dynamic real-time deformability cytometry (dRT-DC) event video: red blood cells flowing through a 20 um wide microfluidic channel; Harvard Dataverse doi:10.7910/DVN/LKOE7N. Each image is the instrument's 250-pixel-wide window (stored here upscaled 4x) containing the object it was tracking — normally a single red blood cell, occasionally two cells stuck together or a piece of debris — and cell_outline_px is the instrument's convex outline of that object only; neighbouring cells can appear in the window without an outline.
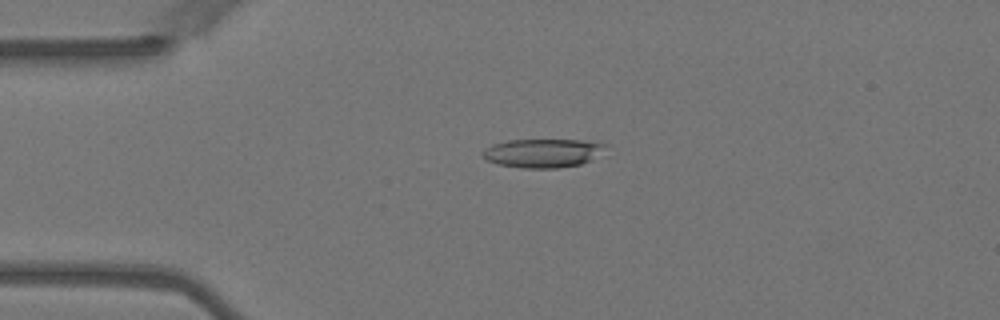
{"species": "Egyptian fruit bat (a non-hibernating species)", "species_latin": "Rousettus aegyptiacus", "temperature_condition": "warm", "stored_images_in_passage": 55, "camera_frame_rate_fps": 3000, "um_per_image_px": 0.085, "animal": {"sex": "female"}, "frame": {"image": 1, "passage_image": 11, "time_ms": 3.333, "image_size_px": [1000, 320], "cell_outline_px": [[592, 144], [584, 160], [576, 164], [504, 164], [492, 160], [504, 144], [516, 140], [572, 140]], "centroid_in_image_um": [46.14, 12.94], "position_along_channel_um": 38.9, "area_um2": 14.85}}
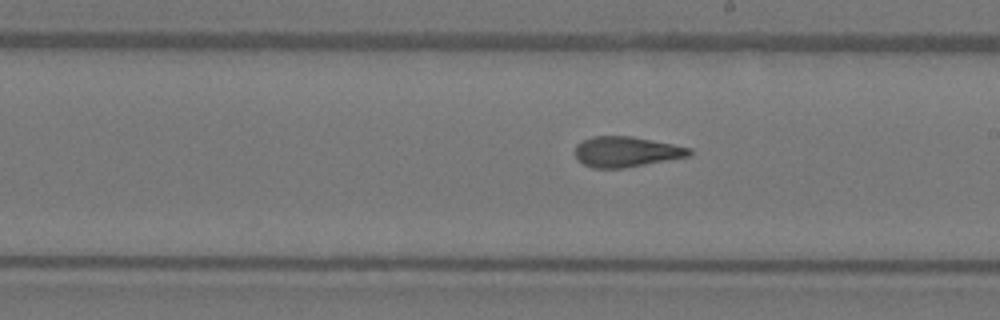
{"frame": {"image": 2, "passage_image": 30, "time_ms": 9.667, "image_size_px": [1000, 320], "cell_outline_px": [[688, 152], [680, 156], [636, 164], [588, 164], [580, 160], [576, 152], [576, 148], [580, 144], [588, 140], [604, 136], [616, 136], [644, 140], [684, 148]], "centroid_in_image_um": [53.11, 12.83], "position_along_channel_um": 235.9, "area_um2": 16.47}}
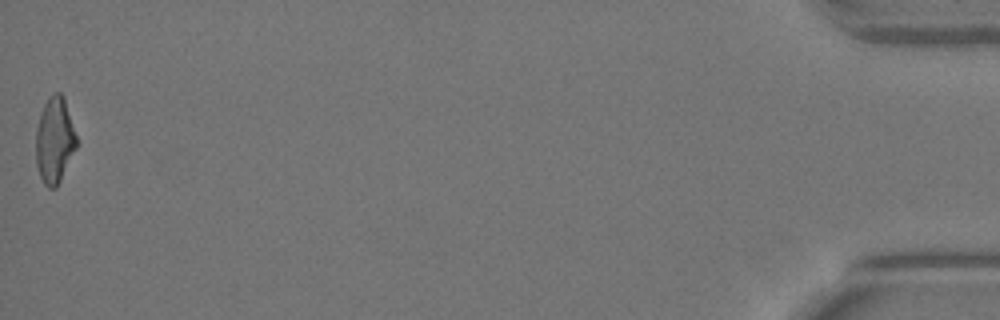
{"frame": {"image": 3, "passage_image": 55, "time_ms": 18.0, "image_size_px": [1000, 320], "cell_outline_px": [[76, 144], [56, 184], [52, 188], [44, 180], [40, 172], [36, 148], [44, 112], [48, 100], [60, 96], [64, 100], [76, 136]], "centroid_in_image_um": [4.68, 11.96], "position_along_channel_um": 430.5, "area_um2": 17.28}, "authors_computed_cell_mechanics": {"area_um2": 17.1088, "velocity_mm_per_s": 3.5439, "shape_relaxation_time_tau1_ms": null, "shape_relaxation_time_tau2_ms": 2.9375, "deformation_change_tau1": null, "deformation_change_tau2": 0.1214}}